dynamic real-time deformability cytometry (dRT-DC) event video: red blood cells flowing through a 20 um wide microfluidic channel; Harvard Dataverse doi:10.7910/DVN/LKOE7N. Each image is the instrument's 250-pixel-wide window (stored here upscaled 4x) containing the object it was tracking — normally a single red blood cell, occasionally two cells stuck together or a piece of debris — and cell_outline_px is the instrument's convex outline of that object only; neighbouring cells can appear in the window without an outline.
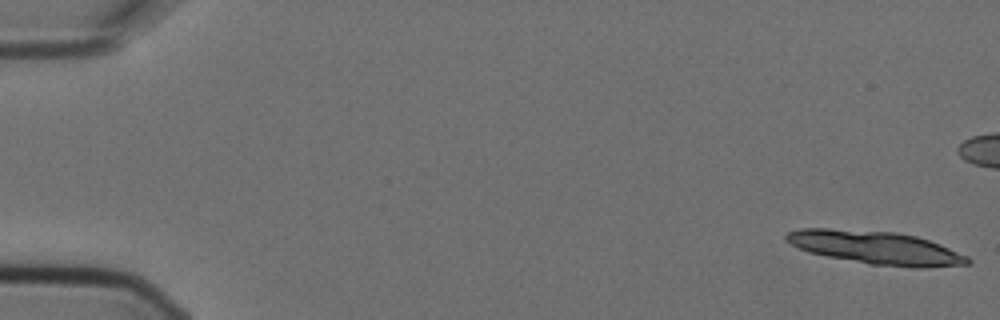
{"species": "Egyptian fruit bat (a non-hibernating species)", "species_latin": "Rousettus aegyptiacus", "temperature_condition": "cold", "stored_images_in_passage": 11, "camera_frame_rate_fps": 3000, "um_per_image_px": 0.085, "animal": {"sex": "female"}, "frame": {"image": 1, "passage_image": 1, "time_ms": 0.0, "image_size_px": [1000, 320], "cell_outline_px": [[972, 264], [920, 268], [916, 268], [868, 264], [808, 252], [784, 240], [784, 236], [788, 232], [800, 228], [828, 228], [896, 232], [916, 236], [940, 244], [968, 256], [972, 260]], "centroid_in_image_um": [74.47, 21.05], "position_along_channel_um": 10.5, "area_um2": 35.14}}